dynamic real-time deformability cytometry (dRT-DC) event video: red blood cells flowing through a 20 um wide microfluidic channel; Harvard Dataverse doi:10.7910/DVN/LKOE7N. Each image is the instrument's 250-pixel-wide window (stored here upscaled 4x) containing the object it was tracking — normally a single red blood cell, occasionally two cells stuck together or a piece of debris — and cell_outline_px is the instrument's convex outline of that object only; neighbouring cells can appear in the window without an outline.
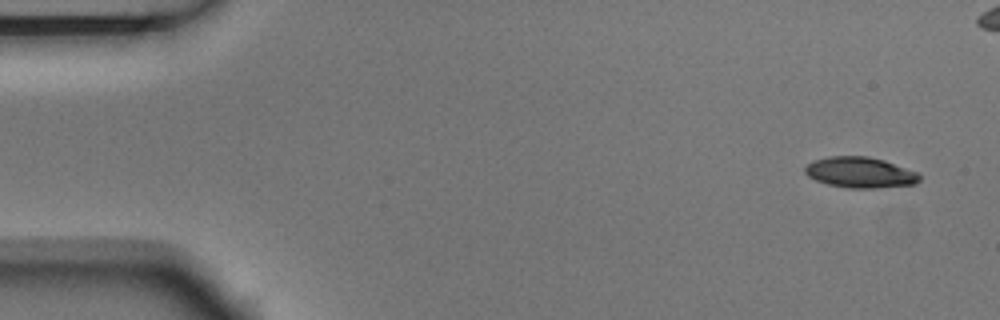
{"species": "Egyptian fruit bat (a non-hibernating species)", "species_latin": "Rousettus aegyptiacus", "temperature_condition": "room temperature", "stored_images_in_passage": 5, "camera_frame_rate_fps": 3000, "um_per_image_px": 0.085, "animal": {"sex": "male"}, "frame": {"image": 1, "passage_image": 1, "time_ms": 0.0, "image_size_px": [1000, 320], "cell_outline_px": [[920, 180], [916, 184], [876, 188], [848, 188], [828, 184], [816, 180], [808, 176], [804, 172], [804, 168], [812, 160], [828, 156], [868, 156], [884, 160], [916, 172], [920, 176]], "centroid_in_image_um": [73.08, 14.65], "position_along_channel_um": 11.9, "area_um2": 20.52}}